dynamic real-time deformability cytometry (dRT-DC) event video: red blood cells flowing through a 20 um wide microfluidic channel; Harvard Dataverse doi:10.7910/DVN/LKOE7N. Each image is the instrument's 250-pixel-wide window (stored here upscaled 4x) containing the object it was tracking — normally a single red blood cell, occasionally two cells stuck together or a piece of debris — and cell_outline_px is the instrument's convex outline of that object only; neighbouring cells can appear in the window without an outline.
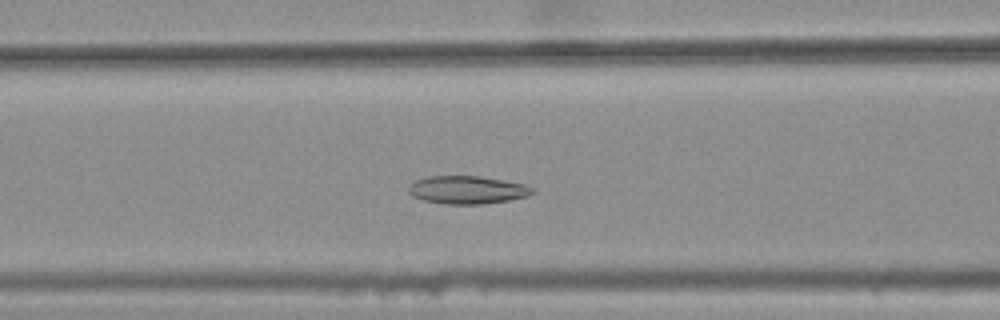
{"species": "common noctule bat (a hibernating species)", "species_latin": "Nyctalus noctula", "temperature_condition": "warm", "stored_images_in_passage": 42, "camera_frame_rate_fps": 3000, "um_per_image_px": 0.085, "animal": {"sex": "female", "body_mass_g": 25.1}, "frame": {"image": 1, "passage_image": 19, "time_ms": 6.0, "image_size_px": [1000, 320], "cell_outline_px": [[536, 192], [528, 196], [508, 200], [484, 204], [444, 204], [424, 200], [412, 196], [408, 192], [408, 188], [416, 180], [428, 176], [476, 176], [504, 180], [524, 184], [536, 188]], "centroid_in_image_um": [39.75, 16.14], "position_along_channel_um": 126.8, "area_um2": 20.23}}
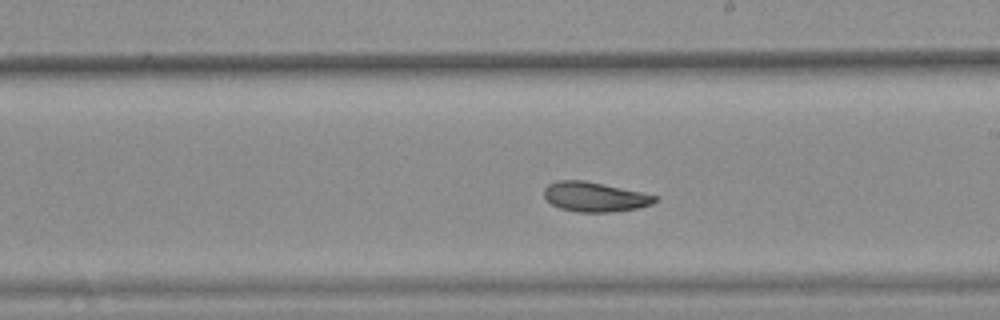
{"frame": {"image": 2, "passage_image": 28, "time_ms": 9.0, "image_size_px": [1000, 320], "cell_outline_px": [[660, 196], [652, 204], [640, 208], [616, 212], [576, 212], [560, 208], [552, 204], [544, 196], [544, 188], [548, 184], [556, 180], [584, 180]], "centroid_in_image_um": [50.57, 16.74], "position_along_channel_um": 238.4, "area_um2": 19.31}}
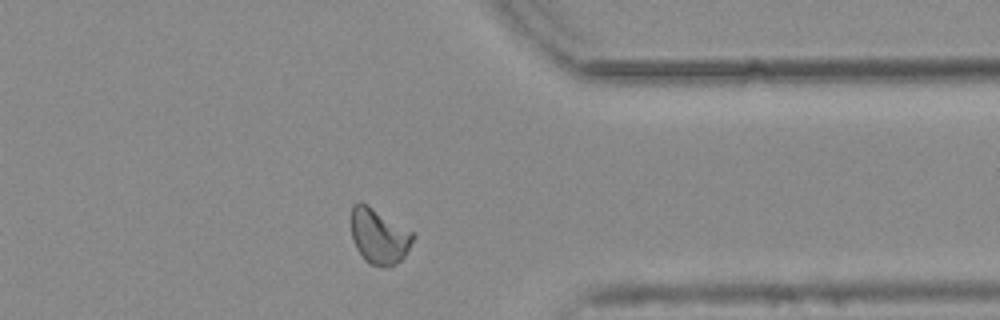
{"frame": {"image": 3, "passage_image": 40, "time_ms": 13.0, "image_size_px": [1000, 320], "cell_outline_px": [[416, 236], [404, 256], [396, 264], [388, 268], [380, 268], [364, 260], [356, 248], [352, 240], [352, 204], [356, 200], [360, 200], [368, 204], [416, 232]], "centroid_in_image_um": [32.24, 20.05], "position_along_channel_um": 379.2, "area_um2": 20.58}, "authors_computed_cell_mechanics": {"area_um2": 19.9988, "velocity_mm_per_s": 3.732, "shape_relaxation_time_tau1_ms": null, "shape_relaxation_time_tau2_ms": 5.0742, "deformation_change_tau1": null, "deformation_change_tau2": 0.0954}}